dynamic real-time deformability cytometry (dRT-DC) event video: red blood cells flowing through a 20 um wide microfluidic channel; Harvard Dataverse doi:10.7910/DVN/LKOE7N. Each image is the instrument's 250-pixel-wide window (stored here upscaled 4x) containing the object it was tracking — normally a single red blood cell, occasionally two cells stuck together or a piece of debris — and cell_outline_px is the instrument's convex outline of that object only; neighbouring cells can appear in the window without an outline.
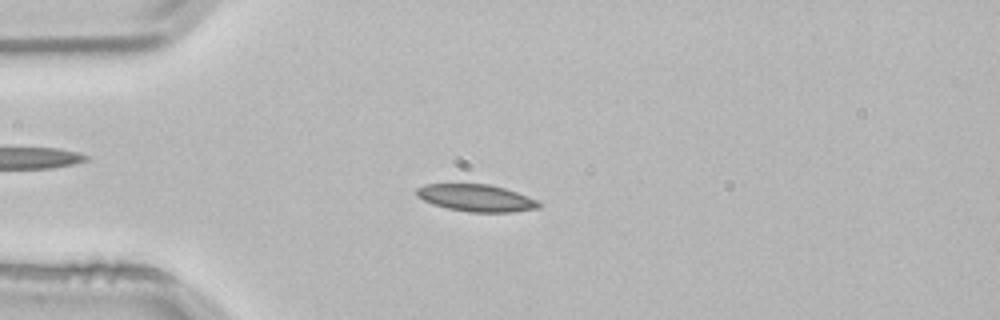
{"species": "common noctule bat (a hibernating species)", "species_latin": "Nyctalus noctula", "temperature_condition": "room temperature", "stored_images_in_passage": 3, "camera_frame_rate_fps": 3000, "um_per_image_px": 0.085, "animal": {"sex": "male", "body_mass_g": 21.5, "forearm_length_mm": 52.0}, "frame": {"image": 1, "passage_image": 3, "time_ms": 0.667, "image_size_px": [1000, 320], "cell_outline_px": [[540, 208], [512, 212], [468, 212], [448, 208], [432, 204], [416, 196], [416, 188], [424, 184], [488, 184], [504, 188], [540, 200]], "centroid_in_image_um": [40.48, 16.83], "position_along_channel_um": 44.5, "area_um2": 19.36}}